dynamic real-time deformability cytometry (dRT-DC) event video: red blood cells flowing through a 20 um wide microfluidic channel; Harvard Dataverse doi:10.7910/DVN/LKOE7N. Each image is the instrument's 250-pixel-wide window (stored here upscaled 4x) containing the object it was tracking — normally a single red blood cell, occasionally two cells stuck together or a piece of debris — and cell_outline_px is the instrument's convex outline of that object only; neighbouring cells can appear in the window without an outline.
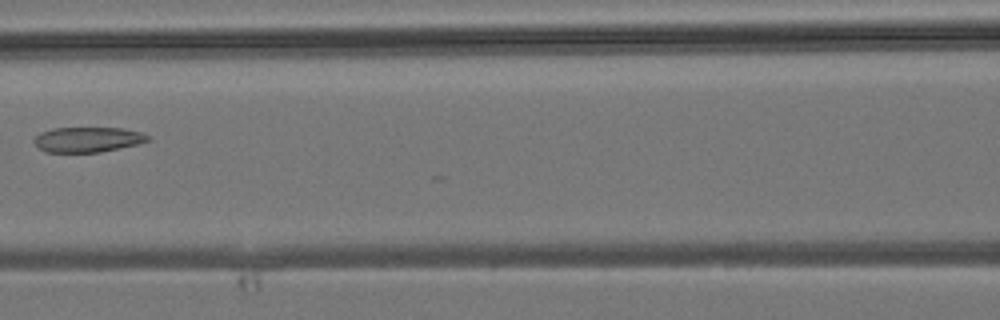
{"species": "common noctule bat (a hibernating species)", "species_latin": "Nyctalus noctula", "temperature_condition": "room temperature", "stored_images_in_passage": 5, "camera_frame_rate_fps": 3000, "um_per_image_px": 0.085, "animal": {"sex": "male", "body_mass_g": 19.2, "forearm_length_mm": 51.8}, "frame": {"image": 1, "passage_image": 5, "time_ms": 4.667, "image_size_px": [1000, 320], "cell_outline_px": [[148, 140], [140, 144], [100, 152], [44, 152], [32, 140], [40, 132], [52, 128], [124, 128], [140, 132], [148, 136]], "centroid_in_image_um": [7.44, 11.86], "position_along_channel_um": 159.2, "area_um2": 16.65}}